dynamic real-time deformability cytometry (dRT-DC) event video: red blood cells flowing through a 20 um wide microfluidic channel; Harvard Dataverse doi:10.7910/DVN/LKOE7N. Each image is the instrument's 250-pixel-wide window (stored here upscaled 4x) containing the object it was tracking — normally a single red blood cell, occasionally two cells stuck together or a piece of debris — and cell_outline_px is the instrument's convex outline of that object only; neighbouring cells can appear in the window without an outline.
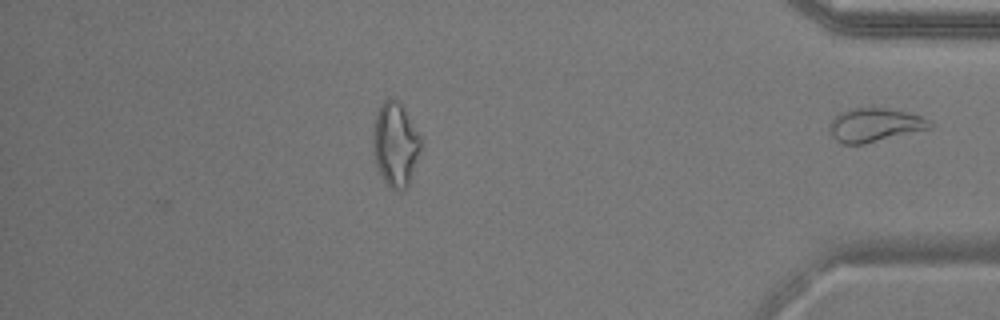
{"species": "common noctule bat (a hibernating species)", "species_latin": "Nyctalus noctula", "temperature_condition": "warm", "stored_images_in_passage": 46, "segment_of_instrument_passage": [2, 2], "camera_frame_rate_fps": 3000, "um_per_image_px": 0.085, "animal": {"sex": "male", "body_mass_g": 17.9}, "frame": {"image": 1, "passage_image": 46, "time_ms": 15.0, "image_size_px": [1000, 320], "cell_outline_px": [[936, 124], [932, 128], [864, 144], [844, 144], [836, 140], [832, 136], [828, 128], [828, 124], [832, 116], [840, 112], [852, 108], [884, 108], [908, 112], [932, 120]], "centroid_in_image_um": [74.35, 10.62], "position_along_channel_um": 360.8, "area_um2": 20.0}}